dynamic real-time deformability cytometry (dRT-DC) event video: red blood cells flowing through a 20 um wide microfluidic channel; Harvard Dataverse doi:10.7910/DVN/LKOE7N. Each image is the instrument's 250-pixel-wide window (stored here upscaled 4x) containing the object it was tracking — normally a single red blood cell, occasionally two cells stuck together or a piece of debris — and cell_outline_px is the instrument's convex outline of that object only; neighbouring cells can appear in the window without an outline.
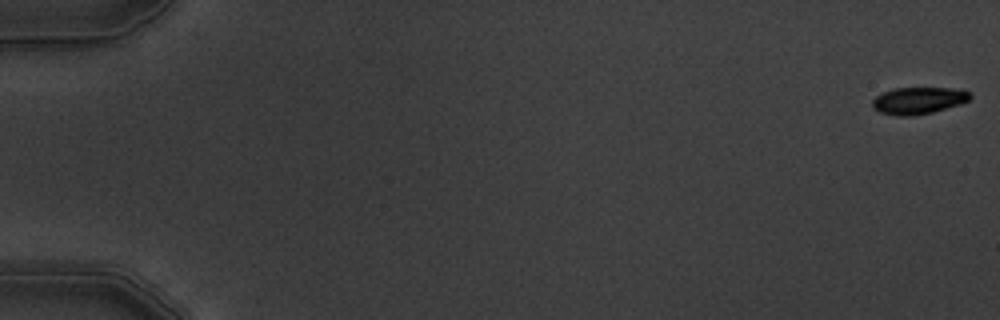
{"species": "common noctule bat (a hibernating species)", "species_latin": "Nyctalus noctula", "temperature_condition": "warm", "stored_images_in_passage": 4, "camera_frame_rate_fps": 3000, "um_per_image_px": 0.085, "animal": {"sex": "male", "body_mass_g": 19.5, "forearm_length_mm": 54.6}, "frame": {"image": 1, "passage_image": 1, "time_ms": 0.0, "image_size_px": [1000, 320], "cell_outline_px": [[972, 96], [968, 100], [960, 104], [932, 112], [912, 116], [896, 116], [880, 112], [872, 108], [872, 100], [876, 96], [892, 88], [960, 88], [968, 92]], "centroid_in_image_um": [78.04, 8.54], "position_along_channel_um": 7.0, "area_um2": 15.37}}